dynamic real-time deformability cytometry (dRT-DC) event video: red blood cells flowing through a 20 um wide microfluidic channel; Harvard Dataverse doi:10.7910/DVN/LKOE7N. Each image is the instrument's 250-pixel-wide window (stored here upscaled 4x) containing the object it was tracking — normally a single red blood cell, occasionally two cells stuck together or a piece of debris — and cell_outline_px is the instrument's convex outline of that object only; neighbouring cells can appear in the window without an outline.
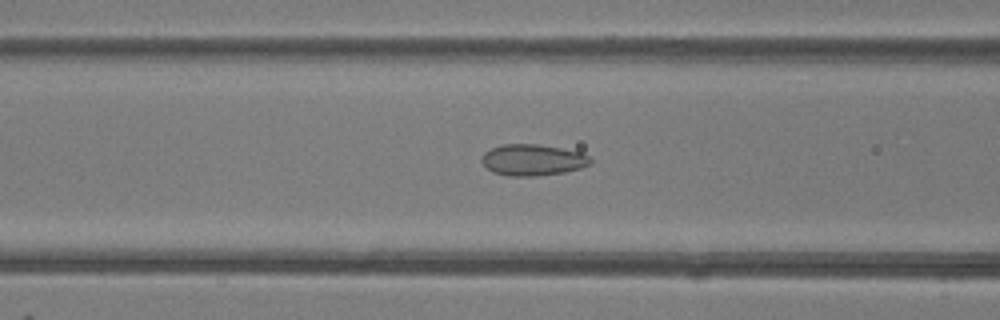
{"species": "common noctule bat (a hibernating species)", "species_latin": "Nyctalus noctula", "temperature_condition": "room temperature", "stored_images_in_passage": 36, "camera_frame_rate_fps": 3000, "um_per_image_px": 0.085, "animal": {"sex": "female"}, "frame": {"image": 1, "passage_image": 7, "time_ms": 2.0, "image_size_px": [1000, 320], "cell_outline_px": [[592, 164], [580, 168], [564, 172], [536, 176], [508, 176], [492, 172], [480, 160], [484, 152], [492, 148], [504, 144], [536, 144], [560, 148], [580, 152], [588, 156], [592, 160]], "centroid_in_image_um": [45.27, 13.6], "position_along_channel_um": 121.3, "area_um2": 19.77}}
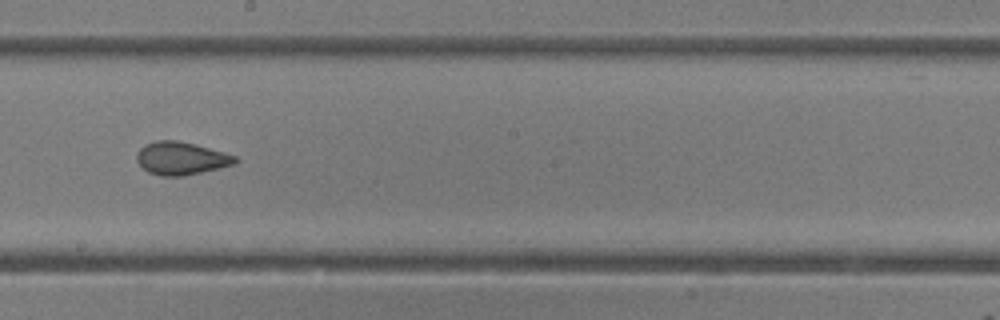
{"frame": {"image": 2, "passage_image": 15, "time_ms": 4.667, "image_size_px": [1000, 320], "cell_outline_px": [[240, 160], [236, 164], [184, 176], [160, 176], [148, 172], [136, 160], [136, 156], [140, 148], [144, 144], [156, 140], [176, 140], [224, 152], [236, 156]], "centroid_in_image_um": [15.4, 13.46], "position_along_channel_um": 232.8, "area_um2": 18.84}}
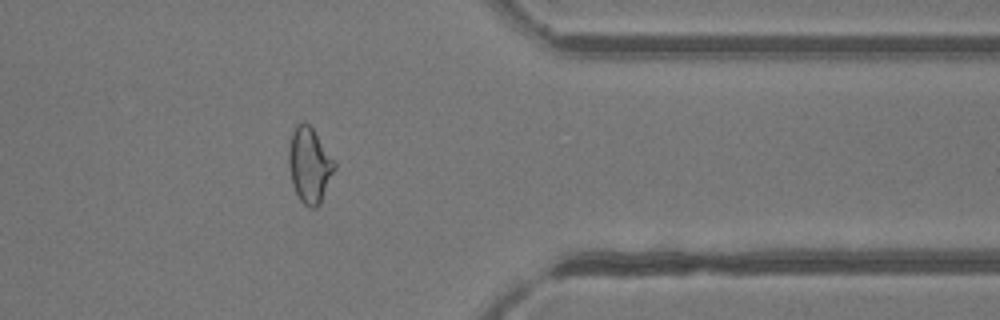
{"frame": {"image": 3, "passage_image": 27, "time_ms": 8.667, "image_size_px": [1000, 320], "cell_outline_px": [[336, 168], [320, 204], [316, 208], [308, 208], [300, 200], [292, 184], [288, 164], [288, 152], [292, 132], [296, 124], [304, 120], [312, 128], [336, 164]], "centroid_in_image_um": [26.29, 14.05], "position_along_channel_um": 385.1, "area_um2": 20.06}, "authors_computed_cell_mechanics": {"area_um2": 19.7098, "velocity_mm_per_s": 4.1779, "shape_relaxation_time_tau1_ms": null, "shape_relaxation_time_tau2_ms": 1.6828, "deformation_change_tau1": null, "deformation_change_tau2": 0.072}}